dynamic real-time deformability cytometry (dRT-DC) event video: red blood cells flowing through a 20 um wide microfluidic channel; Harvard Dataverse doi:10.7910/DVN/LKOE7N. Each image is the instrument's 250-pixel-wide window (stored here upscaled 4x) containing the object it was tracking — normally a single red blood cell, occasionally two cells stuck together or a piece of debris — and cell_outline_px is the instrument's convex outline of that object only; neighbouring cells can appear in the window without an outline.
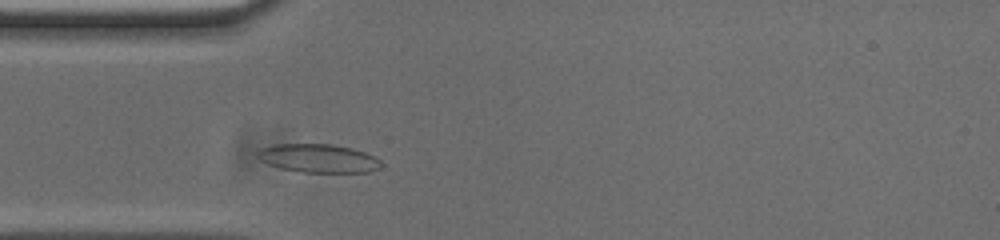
{"species": "common noctule bat (a hibernating species)", "species_latin": "Nyctalus noctula", "temperature_condition": "cold", "stored_images_in_passage": 34, "camera_frame_rate_fps": 3000, "um_per_image_px": 0.085, "animal": {"sex": "male", "body_mass_g": 20.0, "forearm_length_mm": 53.3}, "frame": {"image": 1, "passage_image": 6, "time_ms": 1.667, "image_size_px": [1000, 240], "cell_outline_px": [[380, 168], [368, 172], [304, 172], [280, 168], [268, 164], [260, 160], [256, 156], [256, 152], [260, 148], [276, 144], [332, 144], [352, 148], [364, 152], [380, 160]], "centroid_in_image_um": [27.02, 13.45], "position_along_channel_um": 58.0, "area_um2": 20.46}}
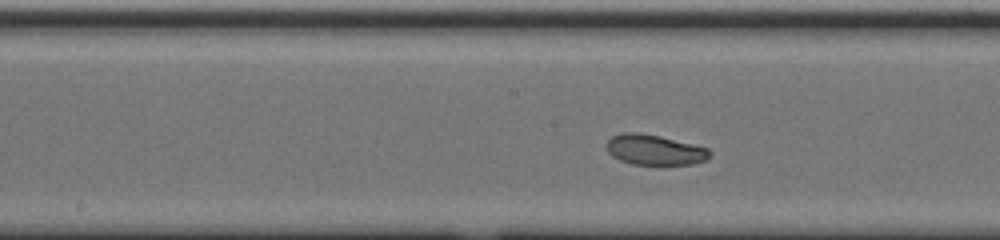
{"frame": {"image": 2, "passage_image": 17, "time_ms": 5.333, "image_size_px": [1000, 240], "cell_outline_px": [[712, 152], [708, 160], [692, 164], [632, 164], [620, 160], [612, 156], [608, 152], [608, 140], [612, 136], [620, 132], [640, 132], [660, 136], [708, 148]], "centroid_in_image_um": [55.65, 12.73], "position_along_channel_um": 192.5, "area_um2": 18.21}}
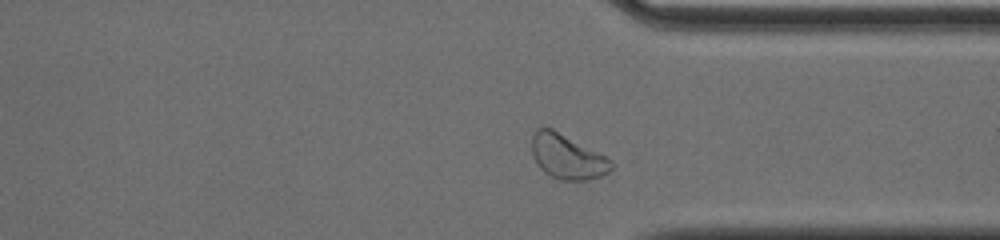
{"frame": {"image": 3, "passage_image": 31, "time_ms": 10.0, "image_size_px": [1000, 240], "cell_outline_px": [[612, 168], [608, 172], [600, 176], [588, 180], [564, 180], [552, 176], [544, 172], [540, 168], [532, 152], [532, 136], [536, 128], [552, 128], [608, 156], [612, 160]], "centroid_in_image_um": [48.25, 13.31], "position_along_channel_um": 363.2, "area_um2": 20.63}, "authors_computed_cell_mechanics": {"area_um2": 18.8717, "velocity_mm_per_s": 3.6881, "shape_relaxation_time_tau1_ms": 2.178, "shape_relaxation_time_tau2_ms": 3.864, "deformation_change_tau1": 0.0703, "deformation_change_tau2": 0.0721}}